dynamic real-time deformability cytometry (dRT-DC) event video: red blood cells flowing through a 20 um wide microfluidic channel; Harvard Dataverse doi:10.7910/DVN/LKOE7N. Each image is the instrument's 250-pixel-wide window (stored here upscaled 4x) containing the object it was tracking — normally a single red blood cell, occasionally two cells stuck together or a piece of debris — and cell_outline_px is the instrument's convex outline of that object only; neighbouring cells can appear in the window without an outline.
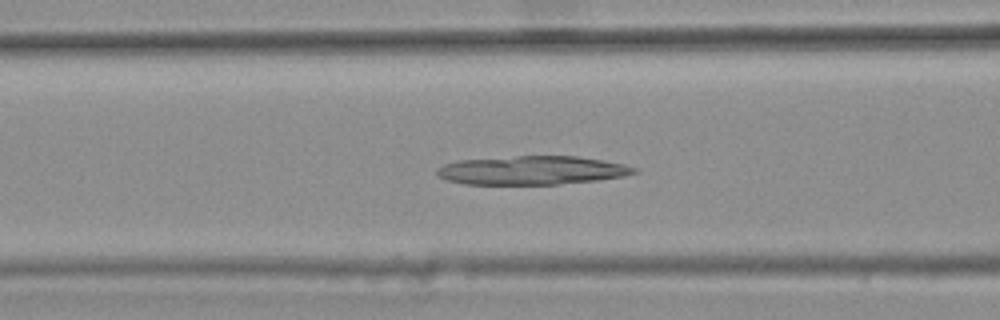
{"species": "common noctule bat (a hibernating species)", "species_latin": "Nyctalus noctula", "temperature_condition": "warm", "stored_images_in_passage": 29, "camera_frame_rate_fps": 3000, "um_per_image_px": 0.085, "animal": {"sex": "female", "body_mass_g": 25.1}, "frame": {"image": 1, "passage_image": 5, "time_ms": 1.333, "image_size_px": [1000, 320], "cell_outline_px": [[640, 172], [624, 176], [596, 180], [560, 184], [464, 184], [448, 180], [436, 176], [436, 168], [444, 164], [460, 160], [516, 156], [576, 156], [624, 164], [636, 168]], "centroid_in_image_um": [45.2, 14.48], "position_along_channel_um": 121.4, "area_um2": 32.89}}
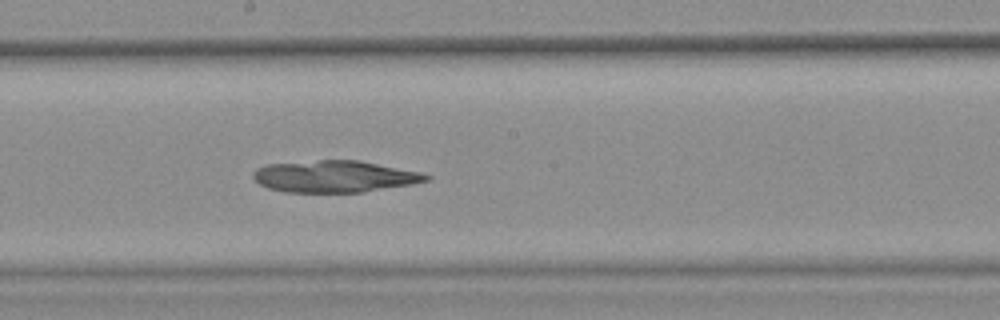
{"frame": {"image": 2, "passage_image": 13, "time_ms": 4.0, "image_size_px": [1000, 320], "cell_outline_px": [[432, 176], [428, 180], [412, 184], [364, 192], [284, 192], [268, 188], [260, 184], [252, 176], [252, 172], [256, 168], [264, 164], [320, 160], [360, 160], [420, 172]], "centroid_in_image_um": [28.41, 14.99], "position_along_channel_um": 219.8, "area_um2": 32.14}}
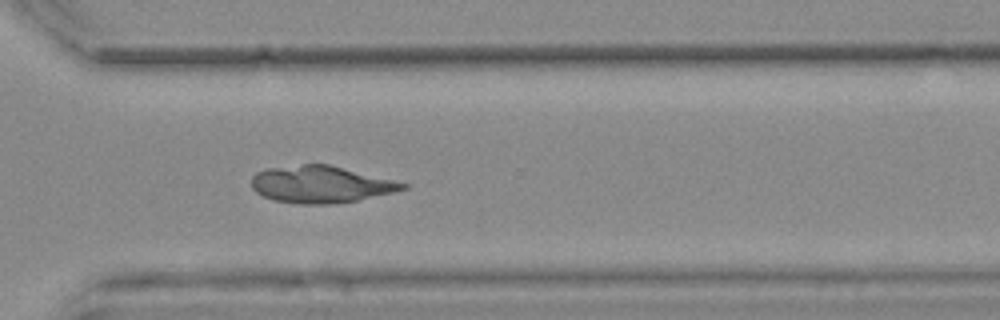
{"frame": {"image": 3, "passage_image": 23, "time_ms": 7.333, "image_size_px": [1000, 320], "cell_outline_px": [[408, 188], [392, 192], [356, 200], [328, 204], [300, 204], [272, 200], [256, 192], [252, 188], [252, 176], [256, 172], [268, 168], [304, 164], [328, 164], [408, 184]], "centroid_in_image_um": [27.21, 15.67], "position_along_channel_um": 343.4, "area_um2": 32.14}}